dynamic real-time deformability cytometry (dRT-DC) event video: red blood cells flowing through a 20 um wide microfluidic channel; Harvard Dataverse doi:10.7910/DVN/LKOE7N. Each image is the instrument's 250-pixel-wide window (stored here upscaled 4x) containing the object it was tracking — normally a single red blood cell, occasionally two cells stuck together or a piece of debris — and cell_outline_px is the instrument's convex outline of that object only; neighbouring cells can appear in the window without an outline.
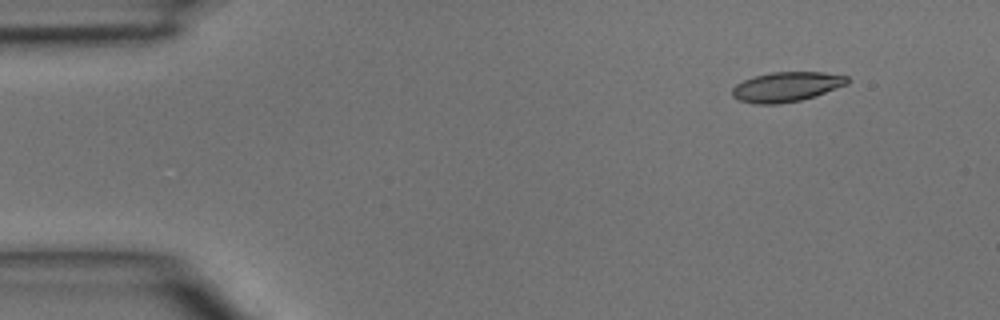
{"species": "common noctule bat (a hibernating species)", "species_latin": "Nyctalus noctula", "temperature_condition": "room temperature", "stored_images_in_passage": 4, "camera_frame_rate_fps": 3000, "um_per_image_px": 0.085, "animal": {"sex": "male", "body_mass_g": 15.6}, "frame": {"image": 1, "passage_image": 2, "time_ms": 0.333, "image_size_px": [1000, 320], "cell_outline_px": [[848, 84], [816, 96], [800, 100], [776, 104], [756, 104], [736, 100], [732, 96], [732, 88], [736, 84], [744, 80], [756, 76], [772, 72], [824, 72], [848, 76]], "centroid_in_image_um": [66.85, 7.38], "position_along_channel_um": 18.2, "area_um2": 20.0}}
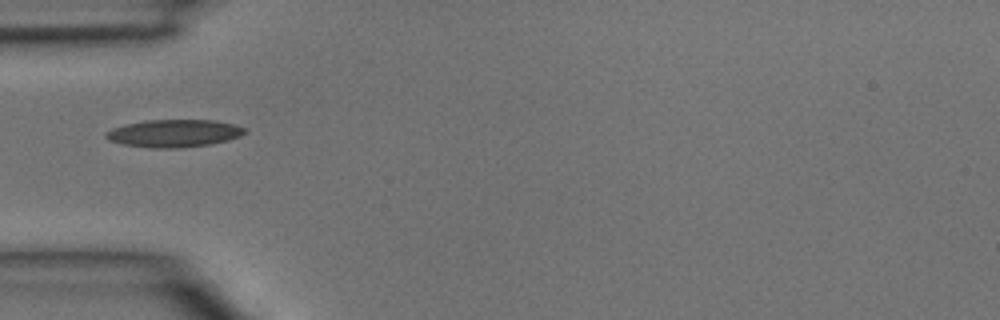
{"frame": {"image": 2, "passage_image": 4, "time_ms": 1.0, "image_size_px": [1000, 320], "cell_outline_px": [[248, 132], [240, 136], [228, 140], [212, 144], [180, 148], [148, 148], [124, 144], [108, 140], [104, 136], [104, 132], [112, 128], [144, 120], [212, 120], [232, 124], [244, 128]], "centroid_in_image_um": [14.77, 11.34], "position_along_channel_um": 70.2, "area_um2": 22.37}}